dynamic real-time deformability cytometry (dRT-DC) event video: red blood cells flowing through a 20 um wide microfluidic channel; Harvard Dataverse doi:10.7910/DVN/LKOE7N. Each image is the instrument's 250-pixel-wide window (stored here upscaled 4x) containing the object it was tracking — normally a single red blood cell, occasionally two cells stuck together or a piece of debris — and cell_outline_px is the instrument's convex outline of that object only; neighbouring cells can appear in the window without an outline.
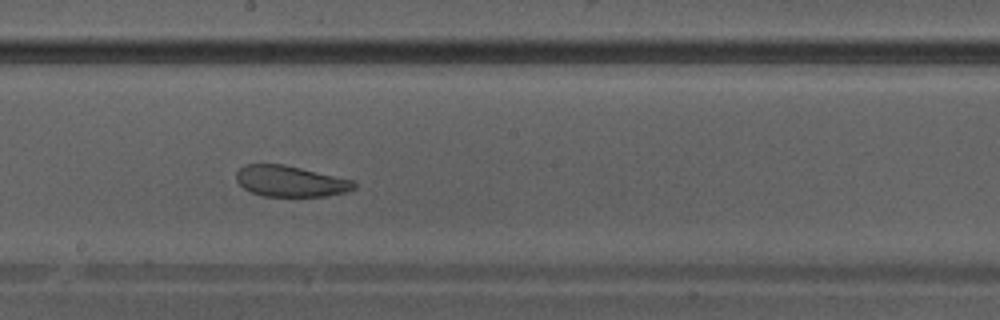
{"species": "Egyptian fruit bat (a non-hibernating species)", "species_latin": "Rousettus aegyptiacus", "temperature_condition": "warm", "stored_images_in_passage": 30, "camera_frame_rate_fps": 3000, "um_per_image_px": 0.085, "animal": {"sex": "male"}, "frame": {"image": 1, "passage_image": 13, "time_ms": 4.0, "image_size_px": [1000, 320], "cell_outline_px": [[356, 188], [344, 192], [324, 196], [264, 196], [252, 192], [244, 188], [236, 180], [236, 172], [244, 164], [284, 164], [352, 180], [356, 184]], "centroid_in_image_um": [24.65, 15.4], "position_along_channel_um": 223.5, "area_um2": 21.04}}